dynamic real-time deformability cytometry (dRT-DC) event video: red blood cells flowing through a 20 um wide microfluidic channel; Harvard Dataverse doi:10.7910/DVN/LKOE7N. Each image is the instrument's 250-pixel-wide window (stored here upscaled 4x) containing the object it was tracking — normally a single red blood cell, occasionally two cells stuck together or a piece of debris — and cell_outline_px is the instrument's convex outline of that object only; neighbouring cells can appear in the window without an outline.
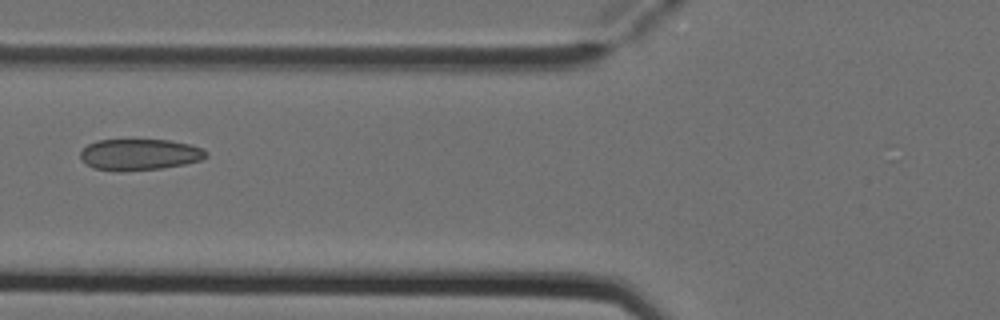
{"species": "Egyptian fruit bat (a non-hibernating species)", "species_latin": "Rousettus aegyptiacus", "temperature_condition": "cold", "stored_images_in_passage": 6, "camera_frame_rate_fps": 3000, "um_per_image_px": 0.085, "animal": {"sex": "female"}, "frame": {"image": 1, "passage_image": 6, "time_ms": 1.667, "image_size_px": [1000, 320], "cell_outline_px": [[208, 156], [200, 160], [184, 164], [160, 168], [92, 168], [80, 156], [80, 152], [88, 144], [96, 140], [168, 140], [188, 144], [200, 148], [208, 152]], "centroid_in_image_um": [11.9, 13.08], "position_along_channel_um": 113.9, "area_um2": 21.79}}